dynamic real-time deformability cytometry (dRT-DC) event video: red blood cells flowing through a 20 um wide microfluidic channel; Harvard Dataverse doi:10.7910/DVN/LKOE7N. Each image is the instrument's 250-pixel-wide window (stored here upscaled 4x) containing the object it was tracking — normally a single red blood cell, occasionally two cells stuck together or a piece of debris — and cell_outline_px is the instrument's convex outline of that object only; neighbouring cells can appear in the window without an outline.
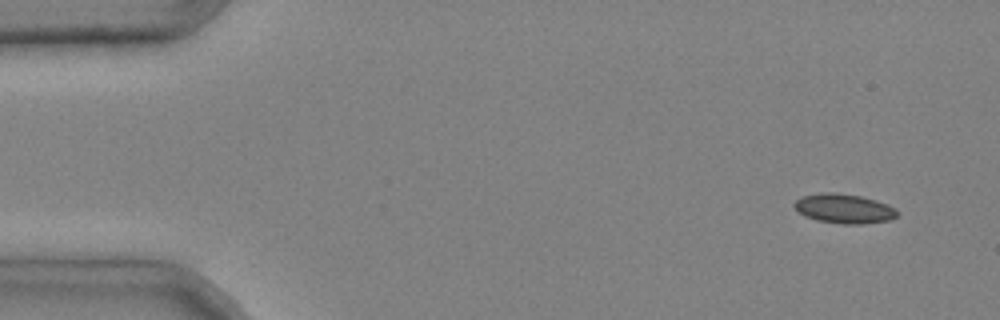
{"species": "common noctule bat (a hibernating species)", "species_latin": "Nyctalus noctula", "temperature_condition": "cold", "stored_images_in_passage": 4, "camera_frame_rate_fps": 3000, "um_per_image_px": 0.085, "animal": {"sex": "male", "body_mass_g": 20.4}, "frame": {"image": 1, "passage_image": 1, "time_ms": 0.0, "image_size_px": [1000, 320], "cell_outline_px": [[900, 212], [892, 220], [860, 224], [844, 224], [816, 220], [804, 216], [792, 204], [796, 200], [804, 196], [824, 192], [832, 192], [860, 196], [876, 200], [888, 204], [896, 208]], "centroid_in_image_um": [71.79, 17.74], "position_along_channel_um": 13.2, "area_um2": 17.69}}
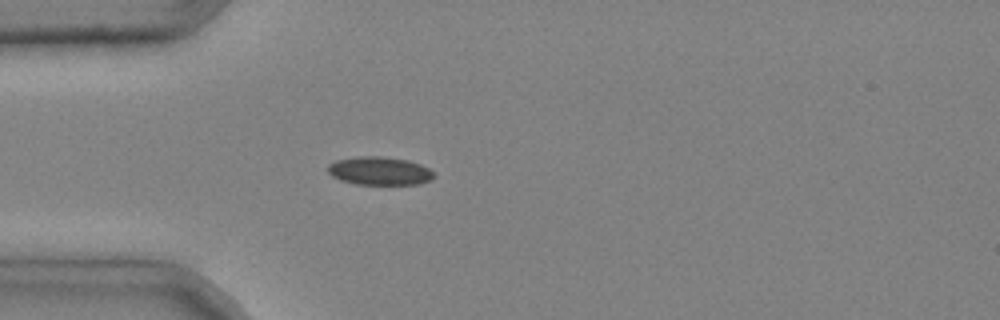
{"frame": {"image": 2, "passage_image": 4, "time_ms": 1.0, "image_size_px": [1000, 320], "cell_outline_px": [[436, 176], [432, 180], [420, 184], [356, 184], [340, 180], [332, 176], [328, 172], [328, 164], [336, 160], [356, 156], [380, 156], [408, 160], [420, 164], [428, 168]], "centroid_in_image_um": [32.26, 14.52], "position_along_channel_um": 52.7, "area_um2": 17.57}}